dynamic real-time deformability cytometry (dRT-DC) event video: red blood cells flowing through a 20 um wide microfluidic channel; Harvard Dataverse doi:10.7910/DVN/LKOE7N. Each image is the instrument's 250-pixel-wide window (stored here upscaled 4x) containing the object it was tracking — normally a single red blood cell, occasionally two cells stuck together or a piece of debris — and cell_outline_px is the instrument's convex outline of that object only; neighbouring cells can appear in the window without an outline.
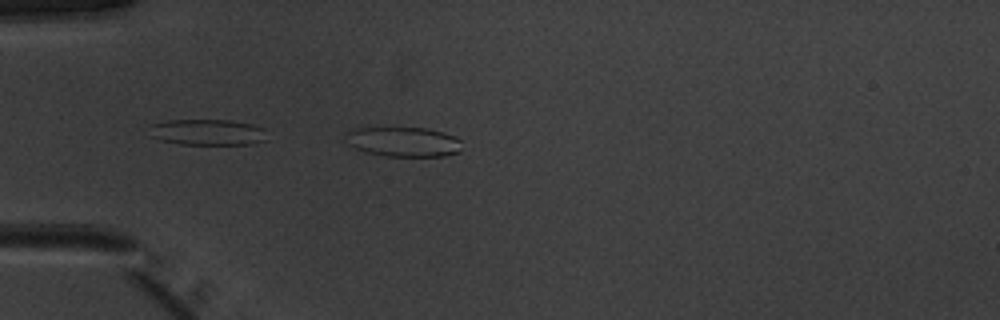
{"species": "common noctule bat (a hibernating species)", "species_latin": "Nyctalus noctula", "temperature_condition": "warm", "stored_images_in_passage": 9, "camera_frame_rate_fps": 3000, "um_per_image_px": 0.085, "animal": {"sex": "male", "body_mass_g": 20.1, "forearm_length_mm": 53.5}, "frame": {"image": 1, "passage_image": 1, "time_ms": 0.0, "image_size_px": [1000, 320], "cell_outline_px": [[460, 152], [444, 156], [384, 156], [364, 152], [348, 144], [344, 140], [344, 132], [352, 128], [424, 128], [440, 132], [452, 136], [460, 140]], "centroid_in_image_um": [34.2, 12.06], "position_along_channel_um": 50.8, "area_um2": 20.17}}